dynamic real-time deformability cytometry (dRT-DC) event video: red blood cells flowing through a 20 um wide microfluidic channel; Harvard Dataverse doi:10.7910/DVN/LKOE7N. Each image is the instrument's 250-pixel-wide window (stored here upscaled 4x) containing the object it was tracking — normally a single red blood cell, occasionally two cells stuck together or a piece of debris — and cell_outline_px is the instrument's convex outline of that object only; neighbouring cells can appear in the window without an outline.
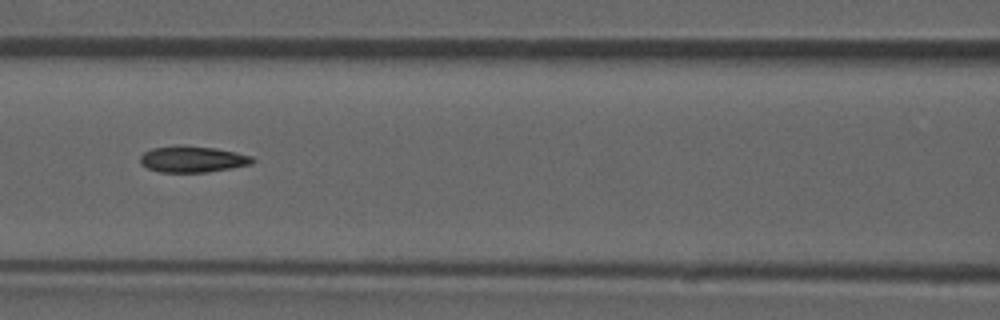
{"species": "common noctule bat (a hibernating species)", "species_latin": "Nyctalus noctula", "temperature_condition": "room temperature", "stored_images_in_passage": 52, "camera_frame_rate_fps": 3000, "um_per_image_px": 0.085, "animal": {"sex": "male", "forearm_length_mm": 52.5}, "frame": {"image": 1, "passage_image": 23, "time_ms": 7.333, "image_size_px": [1000, 320], "cell_outline_px": [[256, 160], [252, 164], [232, 168], [204, 172], [160, 172], [148, 168], [140, 164], [140, 156], [144, 152], [152, 148], [180, 144], [216, 148], [236, 152], [252, 156]], "centroid_in_image_um": [16.37, 13.52], "position_along_channel_um": 150.2, "area_um2": 17.4}}
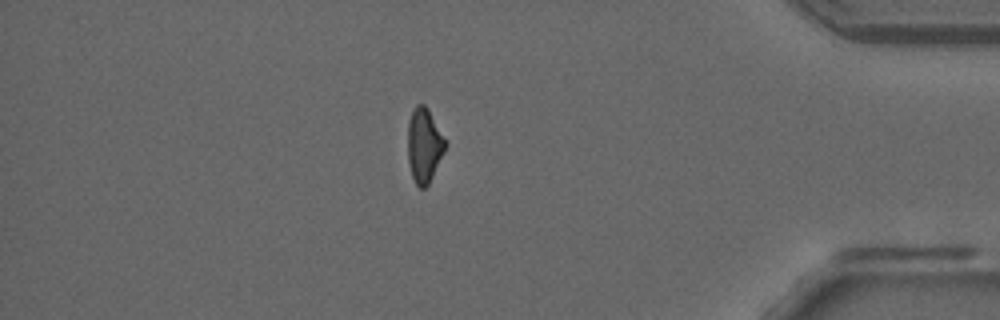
{"frame": {"image": 2, "passage_image": 45, "time_ms": 14.667, "image_size_px": [1000, 320], "cell_outline_px": [[448, 144], [428, 184], [424, 188], [420, 188], [416, 184], [412, 176], [408, 160], [408, 120], [412, 108], [416, 104], [424, 104], [428, 108]], "centroid_in_image_um": [36.05, 12.31], "position_along_channel_um": 399.2, "area_um2": 16.3}, "authors_computed_cell_mechanics": {"area_um2": 17.3978, "velocity_mm_per_s": 3.9073, "shape_relaxation_time_tau1_ms": null, "shape_relaxation_time_tau2_ms": 3.2429, "deformation_change_tau1": null, "deformation_change_tau2": 0.1054}}